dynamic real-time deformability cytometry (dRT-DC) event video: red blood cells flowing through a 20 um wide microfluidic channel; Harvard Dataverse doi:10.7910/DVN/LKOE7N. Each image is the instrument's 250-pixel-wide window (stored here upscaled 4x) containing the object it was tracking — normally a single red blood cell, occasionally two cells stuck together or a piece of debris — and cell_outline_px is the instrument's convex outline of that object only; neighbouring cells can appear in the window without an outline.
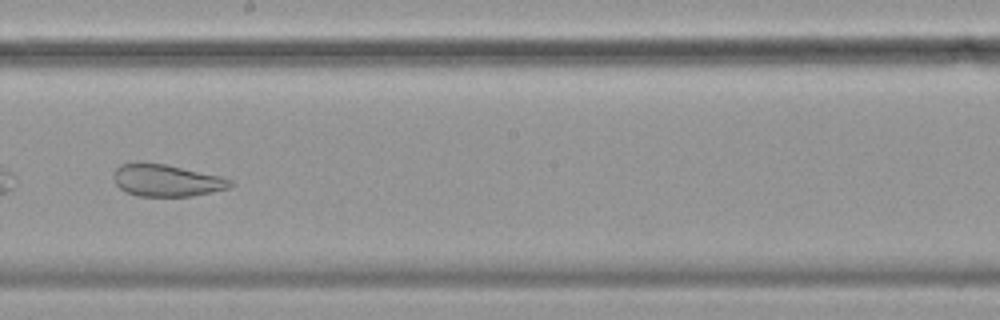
{"species": "common noctule bat (a hibernating species)", "species_latin": "Nyctalus noctula", "temperature_condition": "cold", "stored_images_in_passage": 54, "camera_frame_rate_fps": 3000, "um_per_image_px": 0.085, "animal": {"sex": "female", "body_mass_g": 19.9}, "frame": {"image": 1, "passage_image": 31, "time_ms": 10.0, "image_size_px": [1000, 320], "cell_outline_px": [[232, 184], [228, 188], [192, 196], [136, 196], [120, 188], [116, 184], [112, 176], [112, 172], [120, 164], [164, 164], [220, 176], [232, 180]], "centroid_in_image_um": [14.13, 15.35], "position_along_channel_um": 234.1, "area_um2": 21.33}}